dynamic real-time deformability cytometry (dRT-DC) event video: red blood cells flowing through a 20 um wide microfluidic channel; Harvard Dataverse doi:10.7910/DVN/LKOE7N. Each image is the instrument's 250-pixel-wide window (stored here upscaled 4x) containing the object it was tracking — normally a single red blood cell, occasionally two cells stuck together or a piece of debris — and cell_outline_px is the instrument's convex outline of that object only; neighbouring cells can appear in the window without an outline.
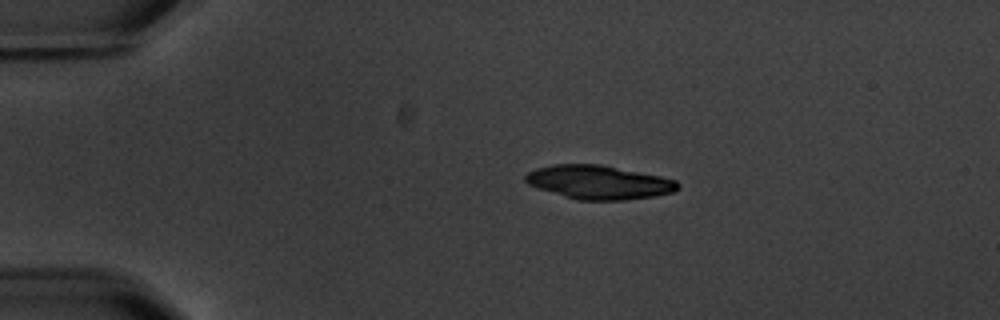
{"species": "common noctule bat (a hibernating species)", "species_latin": "Nyctalus noctula", "temperature_condition": "warm", "stored_images_in_passage": 5, "camera_frame_rate_fps": 3000, "um_per_image_px": 0.085, "animal": {"sex": "male", "body_mass_g": 20.1, "forearm_length_mm": 53.5}, "frame": {"image": 1, "passage_image": 3, "time_ms": 2.333, "image_size_px": [1000, 320], "cell_outline_px": [[680, 188], [672, 192], [656, 196], [624, 200], [576, 200], [528, 184], [524, 180], [524, 176], [528, 172], [536, 168], [552, 164], [600, 164], [660, 176], [676, 180], [680, 184]], "centroid_in_image_um": [50.91, 15.49], "position_along_channel_um": 34.1, "area_um2": 29.94}}